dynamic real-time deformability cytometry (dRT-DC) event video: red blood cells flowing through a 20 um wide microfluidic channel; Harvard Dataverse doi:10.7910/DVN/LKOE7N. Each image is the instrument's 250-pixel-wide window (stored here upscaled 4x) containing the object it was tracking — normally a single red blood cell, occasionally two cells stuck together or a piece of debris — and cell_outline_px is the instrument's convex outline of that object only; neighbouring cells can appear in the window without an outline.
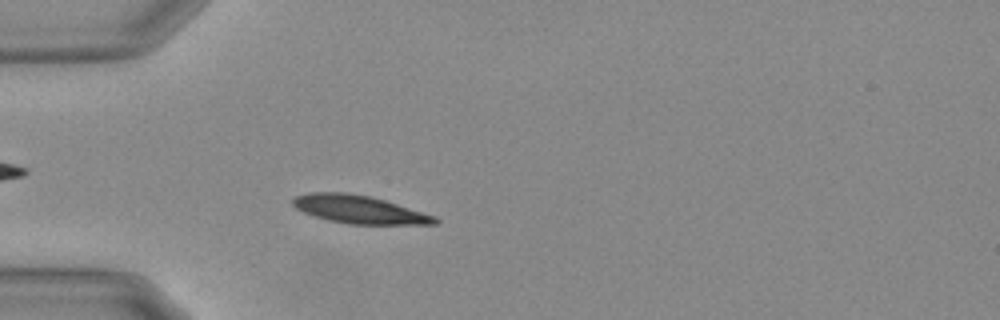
{"species": "Egyptian fruit bat (a non-hibernating species)", "species_latin": "Rousettus aegyptiacus", "temperature_condition": "warm", "stored_images_in_passage": 42, "camera_frame_rate_fps": 3000, "um_per_image_px": 0.085, "animal": {"sex": "female"}, "frame": {"image": 1, "passage_image": 3, "time_ms": 0.667, "image_size_px": [1000, 320], "cell_outline_px": [[440, 220], [436, 224], [348, 224], [328, 220], [304, 212], [296, 208], [292, 204], [292, 200], [296, 196], [312, 192], [344, 192], [368, 196], [384, 200], [436, 216]], "centroid_in_image_um": [30.54, 17.81], "position_along_channel_um": 54.5, "area_um2": 22.95}}
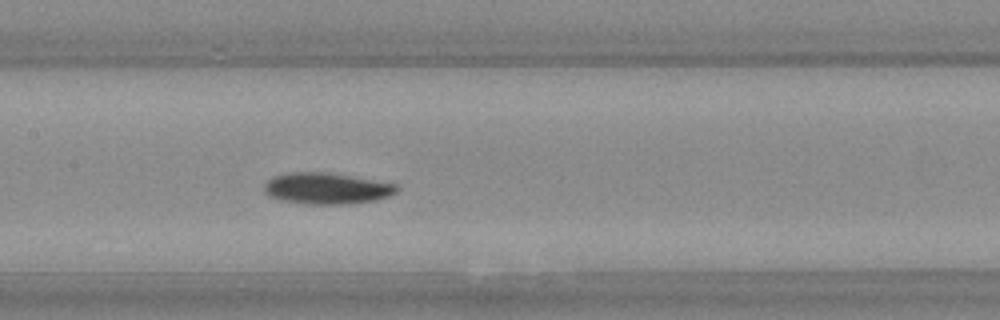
{"frame": {"image": 2, "passage_image": 14, "time_ms": 4.333, "image_size_px": [1000, 320], "cell_outline_px": [[400, 188], [396, 192], [388, 196], [376, 200], [352, 204], [304, 204], [280, 200], [268, 196], [264, 192], [264, 184], [272, 176], [288, 172], [328, 172], [396, 184]], "centroid_in_image_um": [27.73, 16.02], "position_along_channel_um": 179.7, "area_um2": 24.39}}
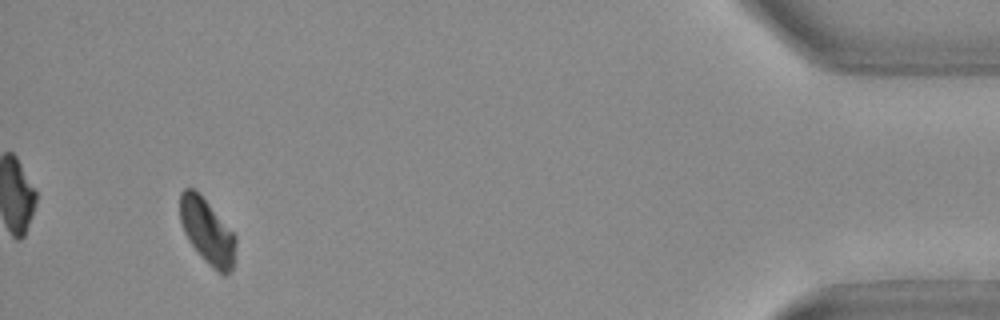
{"frame": {"image": 3, "passage_image": 39, "time_ms": 12.667, "image_size_px": [1000, 320], "cell_outline_px": [[236, 244], [232, 268], [228, 276], [224, 276], [204, 260], [188, 240], [184, 232], [180, 220], [180, 192], [184, 188], [192, 188], [208, 204], [236, 236]], "centroid_in_image_um": [17.61, 19.7], "position_along_channel_um": 417.6, "area_um2": 20.69}, "authors_computed_cell_mechanics": {"area_um2": 23.0622, "velocity_mm_per_s": 3.6901, "shape_relaxation_time_tau1_ms": 3.1445, "shape_relaxation_time_tau2_ms": null, "deformation_change_tau1": 0.1192, "deformation_change_tau2": null}}